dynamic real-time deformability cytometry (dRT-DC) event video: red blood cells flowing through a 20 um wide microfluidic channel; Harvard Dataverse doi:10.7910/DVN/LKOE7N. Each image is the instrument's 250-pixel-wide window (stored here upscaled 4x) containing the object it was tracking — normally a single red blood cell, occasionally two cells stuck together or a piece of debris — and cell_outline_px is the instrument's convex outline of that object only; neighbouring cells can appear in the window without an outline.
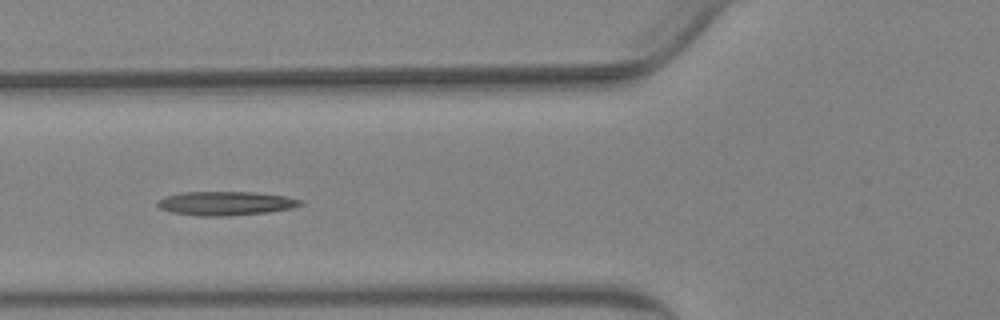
{"species": "Egyptian fruit bat (a non-hibernating species)", "species_latin": "Rousettus aegyptiacus", "temperature_condition": "warm", "stored_images_in_passage": 51, "camera_frame_rate_fps": 3000, "um_per_image_px": 0.085, "animal": {"sex": "female"}, "frame": {"image": 1, "passage_image": 22, "time_ms": 7.0, "image_size_px": [1000, 320], "cell_outline_px": [[304, 204], [292, 208], [268, 212], [228, 216], [196, 216], [172, 212], [160, 208], [156, 204], [156, 200], [164, 196], [180, 192], [256, 192], [284, 196], [304, 200]], "centroid_in_image_um": [19.17, 17.28], "position_along_channel_um": 106.6, "area_um2": 20.17}}
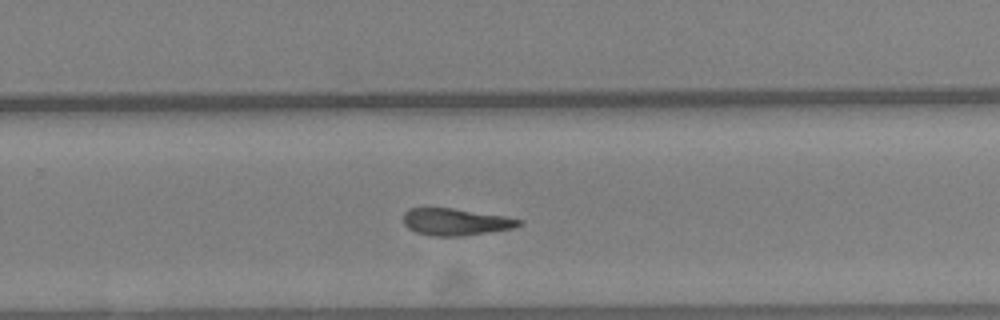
{"frame": {"image": 2, "passage_image": 37, "time_ms": 12.0, "image_size_px": [1000, 320], "cell_outline_px": [[524, 224], [512, 228], [488, 232], [456, 236], [432, 236], [416, 232], [408, 228], [404, 224], [404, 212], [408, 208], [452, 208], [504, 216], [524, 220]], "centroid_in_image_um": [38.73, 18.85], "position_along_channel_um": 291.1, "area_um2": 18.03}}
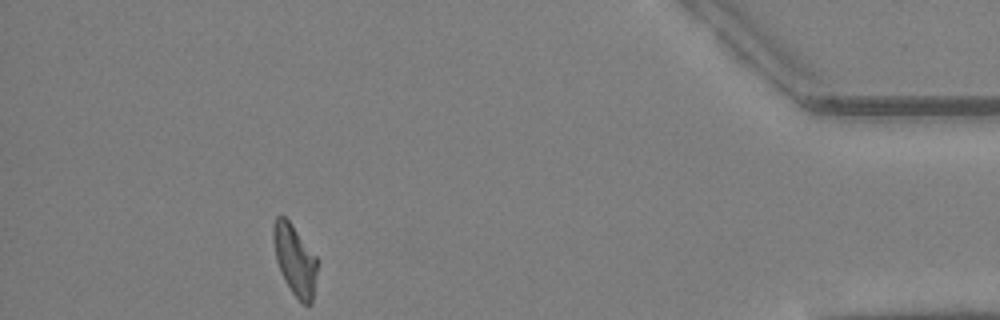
{"frame": {"image": 3, "passage_image": 51, "time_ms": 16.667, "image_size_px": [1000, 320], "cell_outline_px": [[316, 272], [312, 304], [304, 304], [292, 292], [276, 260], [272, 236], [272, 224], [276, 216], [284, 216], [292, 224], [316, 256]], "centroid_in_image_um": [25.04, 22.03], "position_along_channel_um": 410.2, "area_um2": 17.63}, "authors_computed_cell_mechanics": {"area_um2": 19.1896, "velocity_mm_per_s": 3.7097, "shape_relaxation_time_tau1_ms": null, "shape_relaxation_time_tau2_ms": 4.9267, "deformation_change_tau1": null, "deformation_change_tau2": 0.1531}}